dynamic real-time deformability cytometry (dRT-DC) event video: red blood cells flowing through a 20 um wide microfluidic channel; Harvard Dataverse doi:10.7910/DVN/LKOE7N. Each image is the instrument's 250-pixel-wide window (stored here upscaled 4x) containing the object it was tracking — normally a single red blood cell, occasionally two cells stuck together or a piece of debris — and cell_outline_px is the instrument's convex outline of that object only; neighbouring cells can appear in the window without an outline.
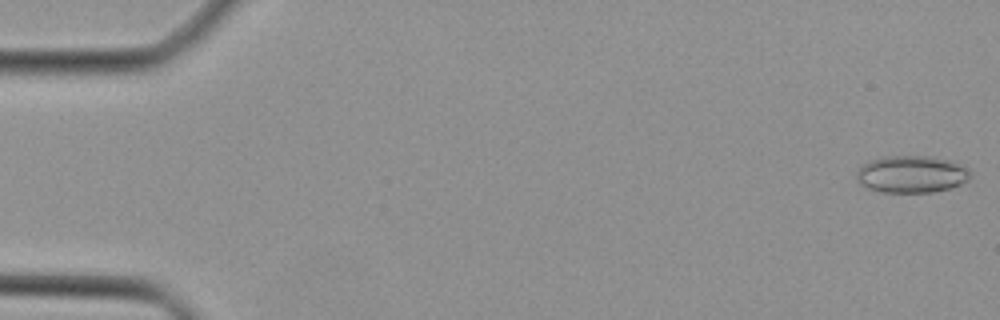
{"species": "Egyptian fruit bat (a non-hibernating species)", "species_latin": "Rousettus aegyptiacus", "temperature_condition": "cold", "stored_images_in_passage": 45, "camera_frame_rate_fps": 3000, "um_per_image_px": 0.085, "animal": {"sex": "female"}, "frame": {"image": 1, "passage_image": 1, "time_ms": 0.0, "image_size_px": [1000, 320], "cell_outline_px": [[972, 176], [968, 180], [960, 184], [948, 188], [932, 192], [880, 192], [868, 188], [860, 184], [856, 180], [856, 172], [868, 160], [884, 156], [928, 156], [952, 160], [964, 164], [968, 168]], "centroid_in_image_um": [77.49, 14.79], "position_along_channel_um": 7.5, "area_um2": 24.91}}
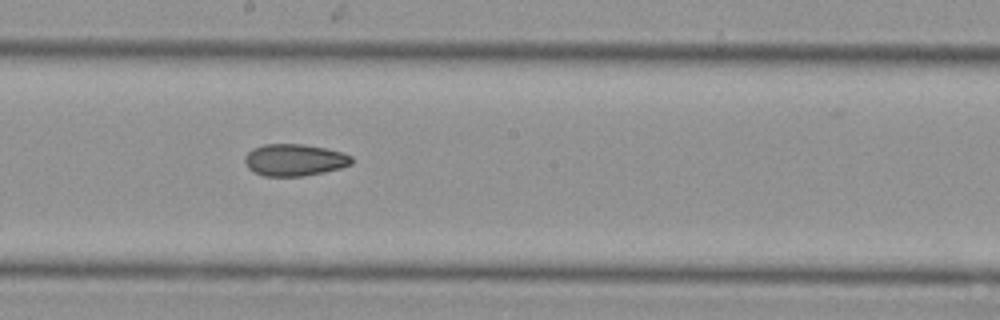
{"frame": {"image": 2, "passage_image": 25, "time_ms": 8.0, "image_size_px": [1000, 320], "cell_outline_px": [[352, 164], [340, 168], [324, 172], [304, 176], [264, 176], [252, 172], [244, 164], [244, 156], [252, 148], [264, 144], [304, 144], [344, 152], [352, 156]], "centroid_in_image_um": [25.0, 13.6], "position_along_channel_um": 223.2, "area_um2": 20.11}}
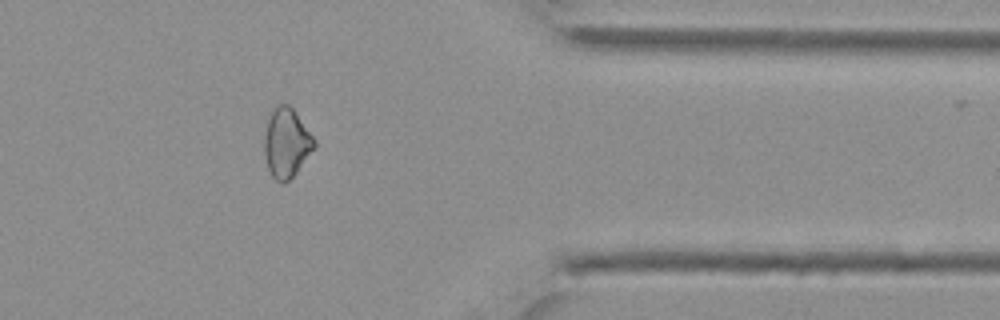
{"frame": {"image": 3, "passage_image": 37, "time_ms": 12.0, "image_size_px": [1000, 320], "cell_outline_px": [[316, 148], [296, 172], [284, 184], [276, 180], [272, 176], [268, 168], [264, 152], [264, 136], [268, 120], [276, 104], [288, 104], [292, 108], [316, 140]], "centroid_in_image_um": [24.36, 12.16], "position_along_channel_um": 387.0, "area_um2": 20.06}}